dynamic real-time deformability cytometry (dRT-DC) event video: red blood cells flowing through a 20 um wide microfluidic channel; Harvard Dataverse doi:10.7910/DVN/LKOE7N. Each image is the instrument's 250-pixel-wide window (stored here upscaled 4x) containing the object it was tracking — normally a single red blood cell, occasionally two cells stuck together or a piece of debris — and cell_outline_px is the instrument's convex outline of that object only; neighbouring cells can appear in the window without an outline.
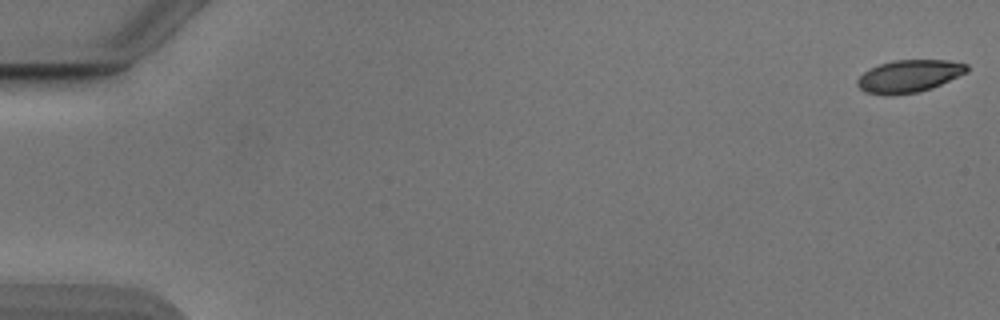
{"species": "Egyptian fruit bat (a non-hibernating species)", "species_latin": "Rousettus aegyptiacus", "temperature_condition": "cold", "stored_images_in_passage": 54, "camera_frame_rate_fps": 3000, "um_per_image_px": 0.085, "animal": {"sex": "male"}, "frame": {"image": 1, "passage_image": 1, "time_ms": 0.0, "image_size_px": [1000, 320], "cell_outline_px": [[968, 72], [932, 88], [916, 92], [892, 96], [884, 96], [864, 92], [856, 84], [856, 80], [864, 72], [880, 64], [892, 60], [948, 60], [968, 64]], "centroid_in_image_um": [77.26, 6.48], "position_along_channel_um": 7.7, "area_um2": 20.87}}
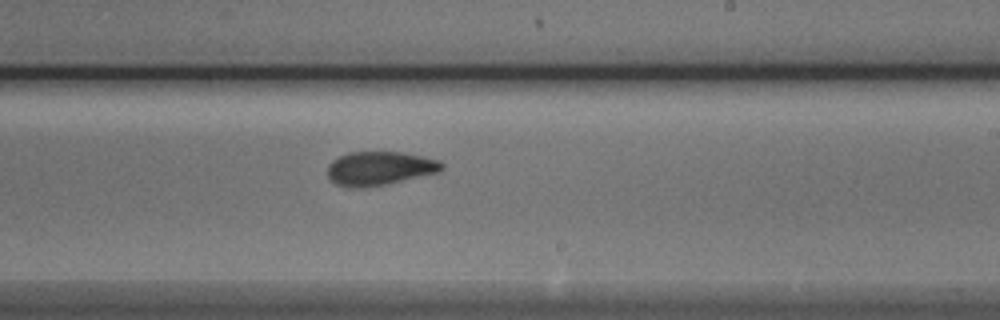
{"frame": {"image": 2, "passage_image": 33, "time_ms": 10.667, "image_size_px": [1000, 320], "cell_outline_px": [[444, 168], [440, 172], [388, 184], [360, 188], [352, 188], [336, 184], [328, 176], [328, 164], [332, 160], [348, 152], [404, 152], [440, 160], [444, 164]], "centroid_in_image_um": [32.3, 14.31], "position_along_channel_um": 256.7, "area_um2": 22.72}}
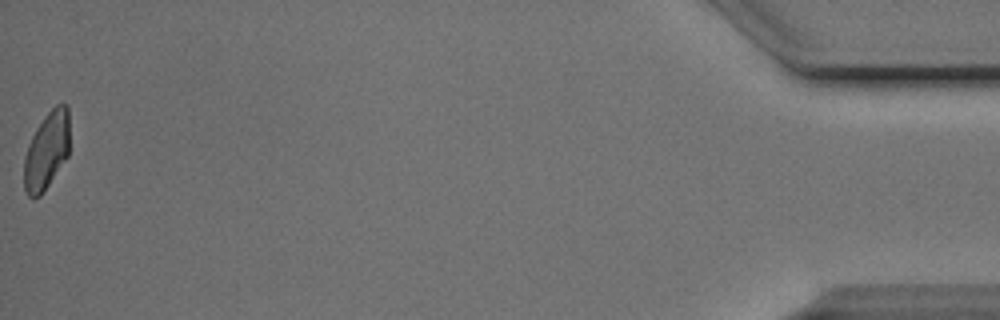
{"frame": {"image": 3, "passage_image": 54, "time_ms": 17.667, "image_size_px": [1000, 320], "cell_outline_px": [[68, 156], [40, 196], [32, 200], [28, 196], [24, 188], [24, 156], [28, 144], [36, 128], [44, 116], [56, 104], [68, 104]], "centroid_in_image_um": [3.94, 12.82], "position_along_channel_um": 431.3, "area_um2": 20.52}, "authors_computed_cell_mechanics": {"area_um2": 22.0218, "velocity_mm_per_s": 3.8535, "shape_relaxation_time_tau1_ms": 4.084, "shape_relaxation_time_tau2_ms": 1.5612, "deformation_change_tau1": 0.1514, "deformation_change_tau2": 0.0605}}